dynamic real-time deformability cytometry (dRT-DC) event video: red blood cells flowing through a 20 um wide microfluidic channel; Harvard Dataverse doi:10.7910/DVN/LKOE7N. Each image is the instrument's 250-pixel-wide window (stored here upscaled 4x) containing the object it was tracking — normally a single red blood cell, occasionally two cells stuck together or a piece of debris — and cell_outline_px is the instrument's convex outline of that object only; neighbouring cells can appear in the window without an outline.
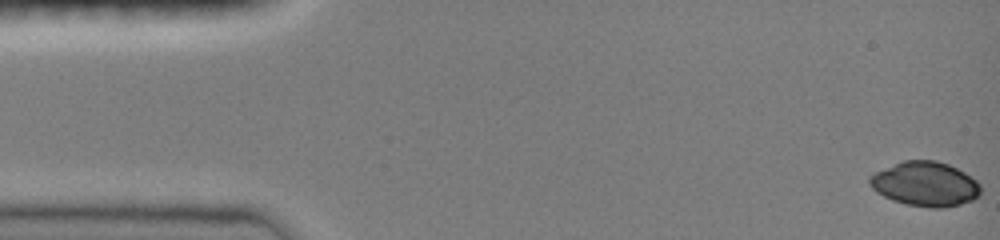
{"species": "common noctule bat (a hibernating species)", "species_latin": "Nyctalus noctula", "temperature_condition": "room temperature", "stored_images_in_passage": 13, "camera_frame_rate_fps": 3000, "um_per_image_px": 0.085, "animal": {"sex": "female", "body_mass_g": 19.0, "forearm_length_mm": 51.5}, "frame": {"image": 1, "passage_image": 1, "time_ms": 0.0, "image_size_px": [1000, 240], "cell_outline_px": [[980, 192], [972, 200], [960, 204], [940, 208], [928, 208], [908, 204], [892, 200], [876, 192], [868, 184], [868, 176], [876, 172], [904, 160], [936, 160], [948, 164], [964, 172], [976, 180], [980, 184]], "centroid_in_image_um": [78.62, 15.64], "position_along_channel_um": 6.4, "area_um2": 28.67}}
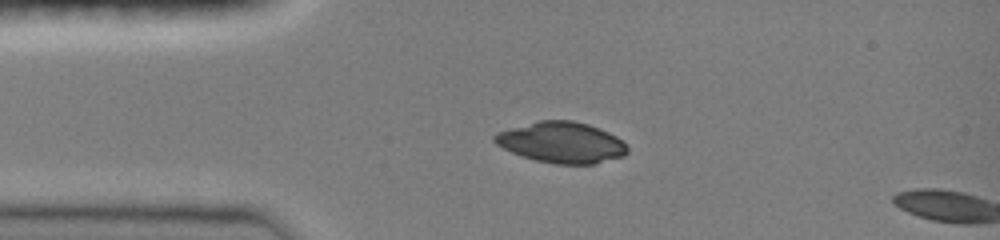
{"frame": {"image": 2, "passage_image": 11, "time_ms": 3.333, "image_size_px": [1000, 240], "cell_outline_px": [[628, 152], [624, 156], [596, 164], [556, 164], [536, 160], [512, 152], [496, 144], [492, 140], [492, 136], [496, 132], [540, 120], [572, 120], [588, 124], [608, 132], [616, 136], [628, 148]], "centroid_in_image_um": [47.73, 12.11], "position_along_channel_um": 37.3, "area_um2": 31.56}}